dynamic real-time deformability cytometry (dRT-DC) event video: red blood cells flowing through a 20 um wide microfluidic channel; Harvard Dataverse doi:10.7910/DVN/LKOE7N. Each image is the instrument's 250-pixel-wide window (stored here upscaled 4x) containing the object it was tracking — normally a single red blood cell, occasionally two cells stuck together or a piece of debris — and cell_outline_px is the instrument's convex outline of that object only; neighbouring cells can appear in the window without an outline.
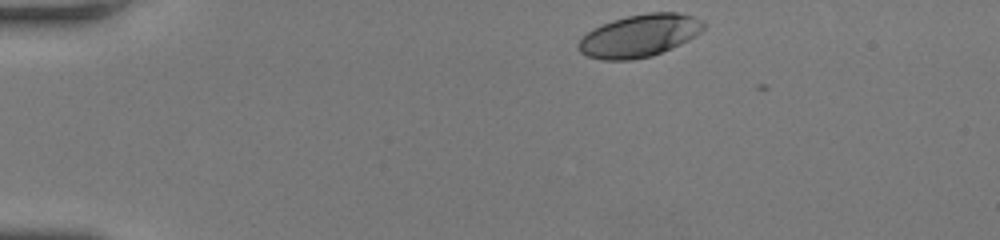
{"species": "human", "species_latin": "Homo sapiens", "temperature_condition": "room temperature", "stored_images_in_passage": 40, "camera_frame_rate_fps": 3000, "um_per_image_px": 0.085, "donor": {"sex": "female"}, "frame": {"image": 1, "passage_image": 1, "time_ms": 0.0, "image_size_px": [1000, 240], "cell_outline_px": [[704, 28], [700, 32], [688, 40], [672, 48], [652, 56], [632, 60], [604, 60], [588, 56], [580, 52], [576, 48], [576, 44], [592, 28], [612, 20], [628, 16], [648, 12], [676, 12], [692, 16], [704, 20]], "centroid_in_image_um": [54.34, 3.04], "position_along_channel_um": 30.7, "area_um2": 31.04}}
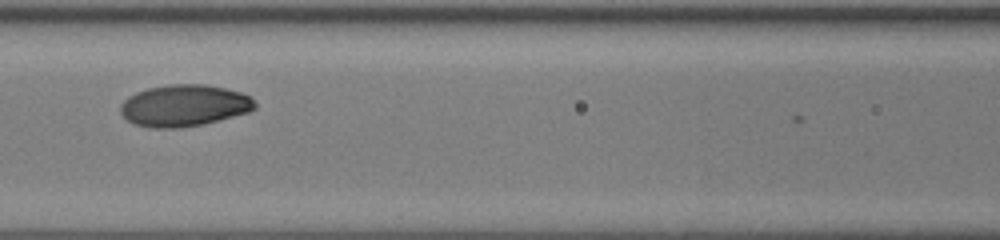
{"frame": {"image": 2, "passage_image": 17, "time_ms": 5.333, "image_size_px": [1000, 240], "cell_outline_px": [[256, 108], [248, 112], [200, 124], [180, 128], [152, 128], [136, 124], [128, 120], [120, 112], [120, 104], [128, 96], [136, 92], [148, 88], [172, 84], [208, 84], [240, 92], [252, 96], [256, 104]], "centroid_in_image_um": [15.65, 8.96], "position_along_channel_um": 151.0, "area_um2": 32.54}}
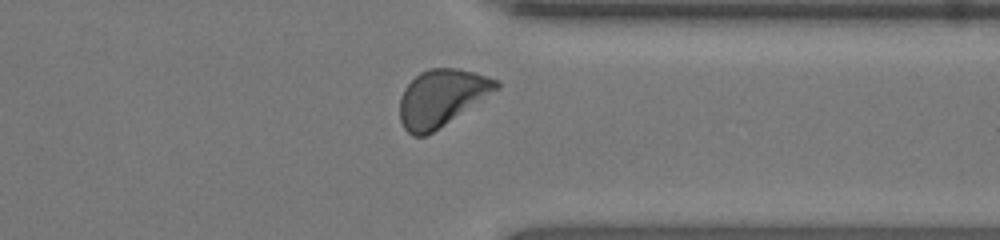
{"frame": {"image": 3, "passage_image": 35, "time_ms": 11.333, "image_size_px": [1000, 240], "cell_outline_px": [[500, 88], [432, 132], [424, 136], [412, 136], [404, 128], [400, 120], [400, 96], [404, 88], [420, 72], [428, 68], [456, 68], [488, 76], [496, 80], [500, 84]], "centroid_in_image_um": [37.51, 8.3], "position_along_channel_um": 373.9, "area_um2": 31.56}, "authors_computed_cell_mechanics": {"area_um2": 31.5877, "velocity_mm_per_s": 3.7198, "shape_relaxation_time_tau1_ms": 3.9876, "shape_relaxation_time_tau2_ms": null, "deformation_change_tau1": 0.1639, "deformation_change_tau2": null}}